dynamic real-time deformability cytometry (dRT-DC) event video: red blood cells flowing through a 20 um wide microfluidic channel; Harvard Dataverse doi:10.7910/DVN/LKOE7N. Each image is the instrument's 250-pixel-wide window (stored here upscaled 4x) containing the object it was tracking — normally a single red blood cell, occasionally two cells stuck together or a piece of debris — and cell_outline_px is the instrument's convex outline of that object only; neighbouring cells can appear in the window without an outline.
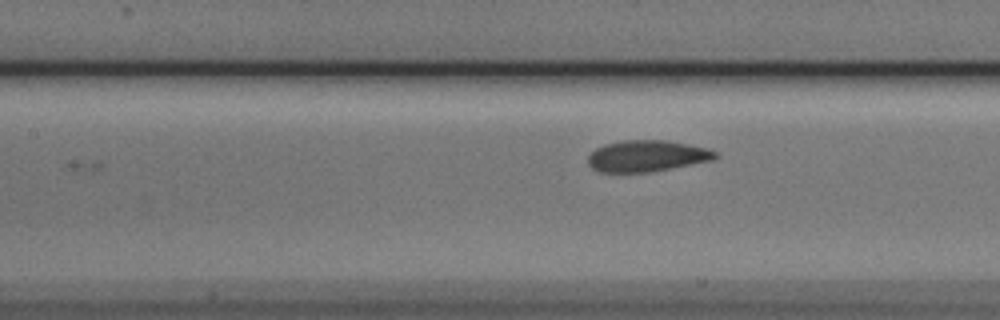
{"species": "Egyptian fruit bat (a non-hibernating species)", "species_latin": "Rousettus aegyptiacus", "temperature_condition": "cold", "stored_images_in_passage": 6, "camera_frame_rate_fps": 3000, "um_per_image_px": 0.085, "animal": {"sex": "male"}, "frame": {"image": 1, "passage_image": 4, "time_ms": 1.0, "image_size_px": [1000, 320], "cell_outline_px": [[720, 156], [712, 160], [652, 172], [600, 172], [592, 168], [588, 164], [588, 156], [596, 148], [604, 144], [624, 140], [668, 140], [708, 148], [716, 152]], "centroid_in_image_um": [55.0, 13.25], "position_along_channel_um": 152.4, "area_um2": 23.35}}
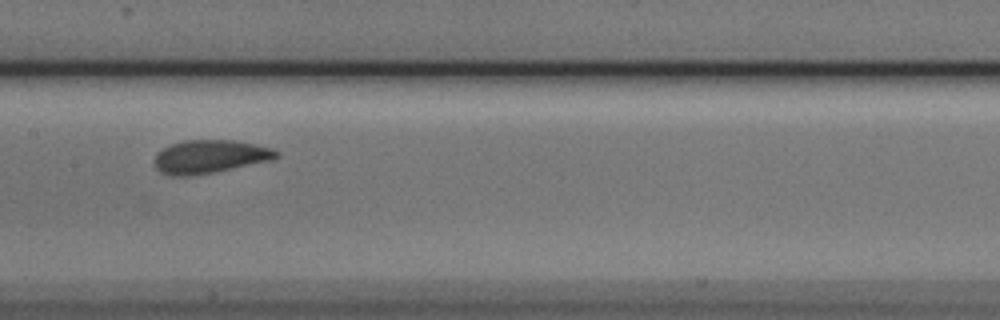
{"frame": {"image": 2, "passage_image": 5, "time_ms": 1.333, "image_size_px": [1000, 320], "cell_outline_px": [[280, 156], [272, 160], [216, 172], [192, 176], [168, 176], [160, 172], [156, 168], [152, 160], [156, 152], [172, 144], [184, 140], [236, 140], [272, 148], [280, 152]], "centroid_in_image_um": [17.82, 13.32], "position_along_channel_um": 189.6, "area_um2": 24.04}}
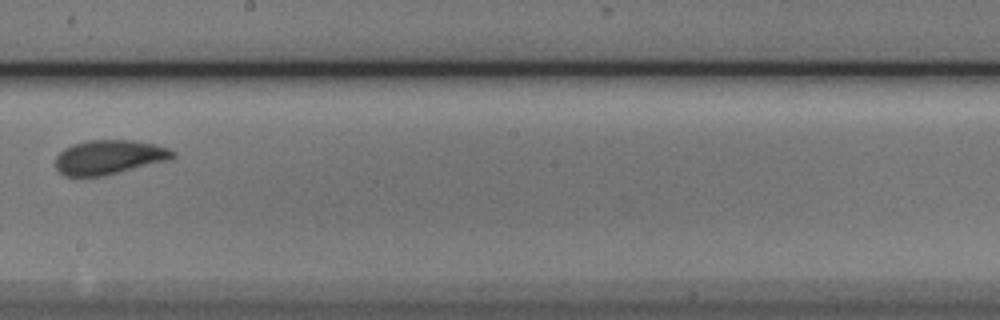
{"frame": {"image": 3, "passage_image": 6, "time_ms": 1.667, "image_size_px": [1000, 320], "cell_outline_px": [[176, 156], [172, 160], [104, 176], [64, 176], [56, 168], [56, 156], [64, 148], [72, 144], [88, 140], [132, 140], [156, 144], [168, 148], [176, 152]], "centroid_in_image_um": [9.32, 13.36], "position_along_channel_um": 238.9, "area_um2": 23.81}}